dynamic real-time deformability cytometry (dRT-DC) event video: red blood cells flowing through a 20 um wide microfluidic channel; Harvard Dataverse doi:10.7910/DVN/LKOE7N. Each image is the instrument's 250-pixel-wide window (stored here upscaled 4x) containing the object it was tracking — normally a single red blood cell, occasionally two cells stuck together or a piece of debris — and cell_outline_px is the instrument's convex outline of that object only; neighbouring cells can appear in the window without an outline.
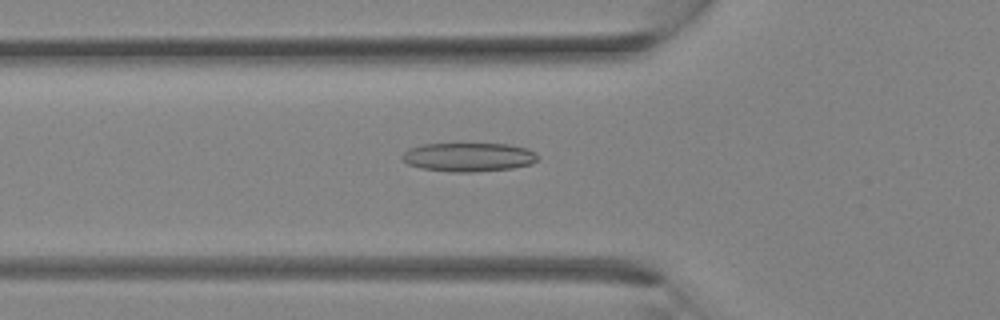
{"species": "Egyptian fruit bat (a non-hibernating species)", "species_latin": "Rousettus aegyptiacus", "temperature_condition": "room temperature", "stored_images_in_passage": 33, "camera_frame_rate_fps": 3000, "um_per_image_px": 0.085, "animal": {"sex": "female"}, "frame": {"image": 1, "passage_image": 11, "time_ms": 3.333, "image_size_px": [1000, 320], "cell_outline_px": [[540, 156], [532, 164], [512, 168], [472, 172], [452, 172], [420, 168], [408, 164], [400, 160], [400, 156], [408, 148], [424, 144], [508, 144], [528, 148], [536, 152]], "centroid_in_image_um": [39.82, 13.35], "position_along_channel_um": 86.0, "area_um2": 23.0}}
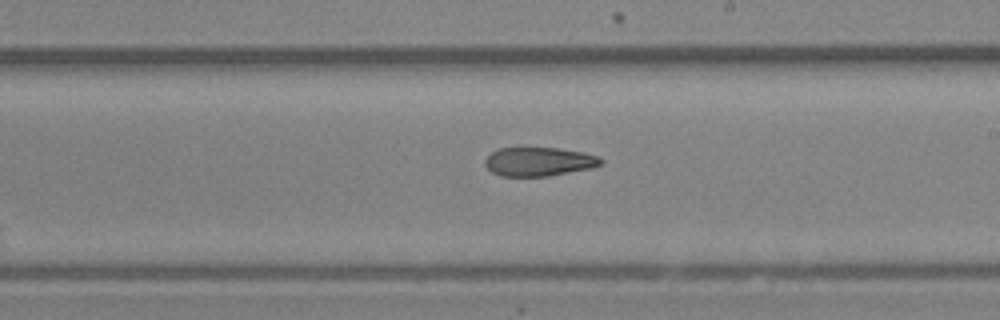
{"frame": {"image": 2, "passage_image": 19, "time_ms": 6.0, "image_size_px": [1000, 320], "cell_outline_px": [[604, 160], [600, 164], [592, 168], [548, 176], [500, 176], [492, 172], [484, 164], [484, 160], [492, 152], [500, 148], [560, 148], [584, 152], [600, 156]], "centroid_in_image_um": [45.83, 13.74], "position_along_channel_um": 243.2, "area_um2": 19.54}}
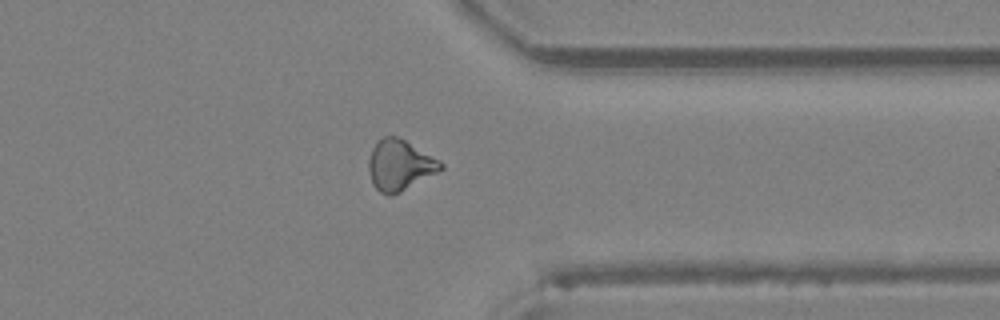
{"frame": {"image": 3, "passage_image": 26, "time_ms": 8.333, "image_size_px": [1000, 320], "cell_outline_px": [[444, 168], [440, 172], [392, 196], [388, 196], [380, 192], [372, 184], [368, 172], [368, 160], [372, 148], [376, 140], [384, 136], [396, 136], [404, 140], [440, 160], [444, 164]], "centroid_in_image_um": [33.97, 14.05], "position_along_channel_um": 377.4, "area_um2": 21.56}}